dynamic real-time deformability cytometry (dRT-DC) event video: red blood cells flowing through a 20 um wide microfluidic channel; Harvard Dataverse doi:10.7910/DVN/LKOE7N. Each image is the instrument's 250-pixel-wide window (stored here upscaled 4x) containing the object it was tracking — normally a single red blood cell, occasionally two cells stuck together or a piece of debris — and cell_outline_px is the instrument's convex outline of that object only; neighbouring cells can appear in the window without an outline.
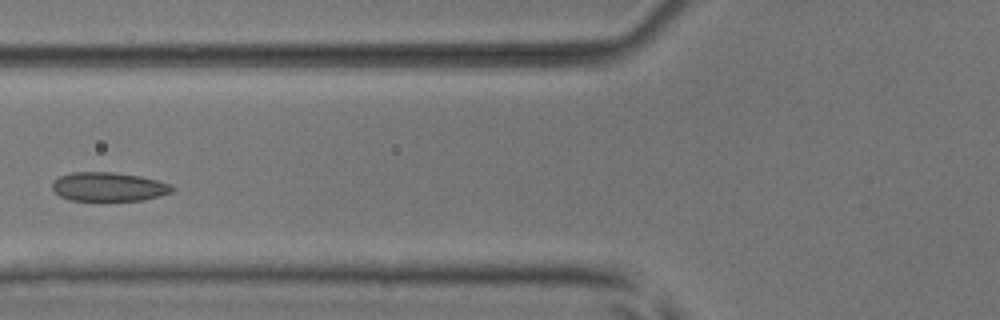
{"species": "common noctule bat (a hibernating species)", "species_latin": "Nyctalus noctula", "temperature_condition": "room temperature", "stored_images_in_passage": 4, "camera_frame_rate_fps": 3000, "um_per_image_px": 0.085, "animal": {"sex": "male", "body_mass_g": 17.9, "forearm_length_mm": 54.2}, "frame": {"image": 1, "passage_image": 4, "time_ms": 1.0, "image_size_px": [1000, 320], "cell_outline_px": [[176, 188], [172, 192], [160, 196], [144, 200], [72, 200], [60, 196], [52, 188], [52, 180], [60, 176], [72, 172], [112, 172], [140, 176], [172, 184]], "centroid_in_image_um": [9.26, 15.87], "position_along_channel_um": 116.5, "area_um2": 20.23}}